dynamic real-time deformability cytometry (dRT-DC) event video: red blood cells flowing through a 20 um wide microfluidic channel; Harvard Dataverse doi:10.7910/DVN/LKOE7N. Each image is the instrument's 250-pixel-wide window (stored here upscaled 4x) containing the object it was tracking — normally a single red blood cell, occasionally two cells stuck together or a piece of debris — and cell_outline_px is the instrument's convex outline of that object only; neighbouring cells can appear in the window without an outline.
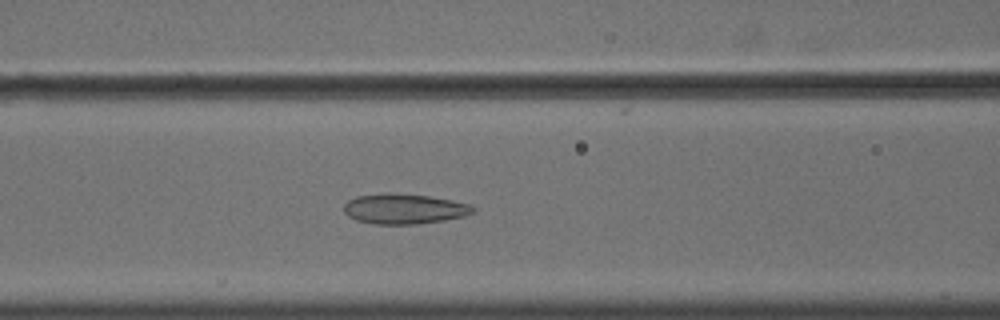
{"species": "common noctule bat (a hibernating species)", "species_latin": "Nyctalus noctula", "temperature_condition": "cold", "stored_images_in_passage": 56, "camera_frame_rate_fps": 3000, "um_per_image_px": 0.085, "animal": {"sex": "male", "body_mass_g": 18.8}, "frame": {"image": 1, "passage_image": 24, "time_ms": 7.667, "image_size_px": [1000, 320], "cell_outline_px": [[476, 212], [464, 216], [444, 220], [416, 224], [376, 224], [356, 220], [348, 216], [344, 212], [344, 204], [348, 200], [356, 196], [388, 192], [428, 196], [452, 200], [468, 204], [476, 208]], "centroid_in_image_um": [34.35, 17.75], "position_along_channel_um": 132.3, "area_um2": 22.77}}
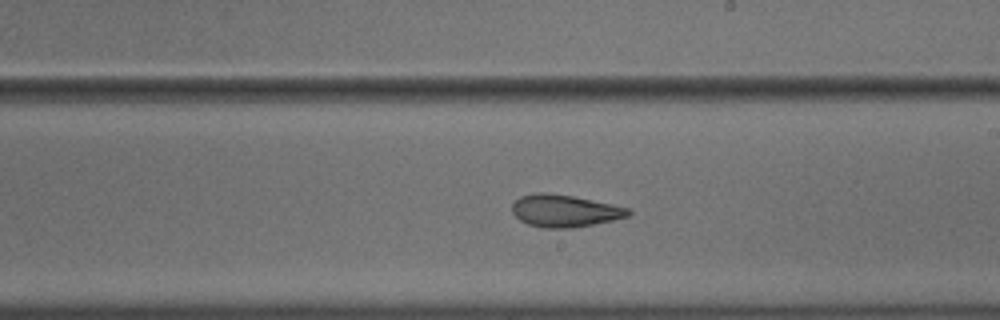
{"frame": {"image": 2, "passage_image": 33, "time_ms": 10.667, "image_size_px": [1000, 320], "cell_outline_px": [[632, 212], [628, 216], [612, 220], [572, 228], [544, 228], [528, 224], [520, 220], [512, 212], [512, 204], [520, 196], [536, 192], [548, 192], [572, 196], [612, 204], [628, 208]], "centroid_in_image_um": [47.96, 17.91], "position_along_channel_um": 241.0, "area_um2": 21.73}}
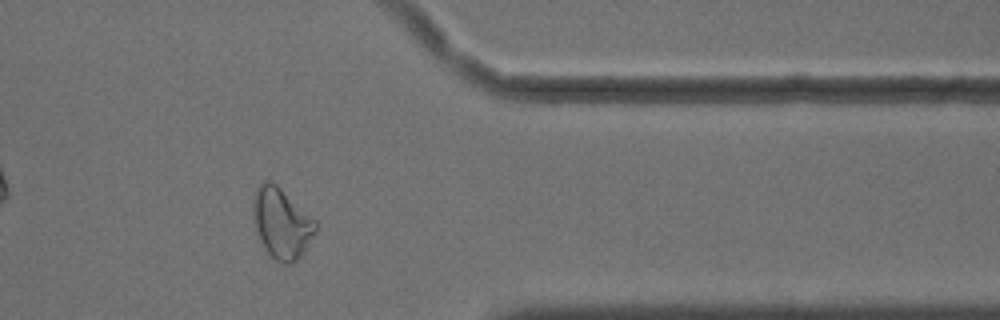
{"frame": {"image": 3, "passage_image": 46, "time_ms": 15.0, "image_size_px": [1000, 320], "cell_outline_px": [[316, 232], [304, 252], [292, 264], [280, 264], [268, 252], [260, 240], [256, 228], [252, 208], [252, 200], [256, 188], [260, 180], [268, 180], [276, 184], [316, 220]], "centroid_in_image_um": [23.93, 18.95], "position_along_channel_um": 387.5, "area_um2": 25.66}, "authors_computed_cell_mechanics": {"area_um2": 25.6632, "velocity_mm_per_s": 3.624, "shape_relaxation_time_tau1_ms": null, "shape_relaxation_time_tau2_ms": 2.543, "deformation_change_tau1": null, "deformation_change_tau2": 0.0889}}